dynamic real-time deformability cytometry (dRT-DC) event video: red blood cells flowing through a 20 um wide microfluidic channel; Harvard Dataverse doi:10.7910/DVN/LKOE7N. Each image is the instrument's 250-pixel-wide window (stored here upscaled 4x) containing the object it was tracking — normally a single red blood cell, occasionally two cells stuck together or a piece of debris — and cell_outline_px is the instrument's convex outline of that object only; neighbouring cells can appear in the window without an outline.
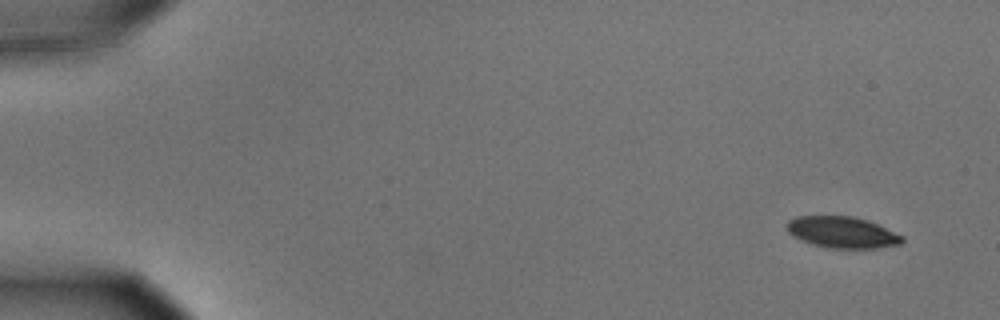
{"species": "common noctule bat (a hibernating species)", "species_latin": "Nyctalus noctula", "temperature_condition": "cold", "stored_images_in_passage": 55, "camera_frame_rate_fps": 3000, "um_per_image_px": 0.085, "animal": {"sex": "male", "body_mass_g": 15.6}, "frame": {"image": 1, "passage_image": 1, "time_ms": 0.0, "image_size_px": [1000, 320], "cell_outline_px": [[904, 240], [900, 244], [880, 248], [828, 248], [812, 244], [800, 240], [792, 236], [784, 228], [784, 224], [788, 220], [796, 216], [852, 216], [868, 220], [904, 236]], "centroid_in_image_um": [71.54, 19.74], "position_along_channel_um": 13.5, "area_um2": 21.39}}
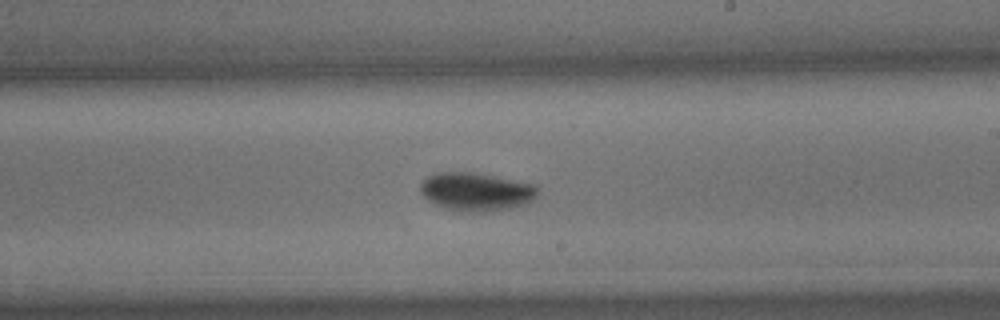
{"frame": {"image": 2, "passage_image": 32, "time_ms": 10.333, "image_size_px": [1000, 320], "cell_outline_px": [[540, 188], [536, 196], [532, 200], [524, 204], [492, 212], [456, 212], [436, 204], [428, 200], [420, 192], [420, 184], [428, 176], [436, 172], [472, 172], [536, 184]], "centroid_in_image_um": [40.48, 16.3], "position_along_channel_um": 248.5, "area_um2": 26.36}}
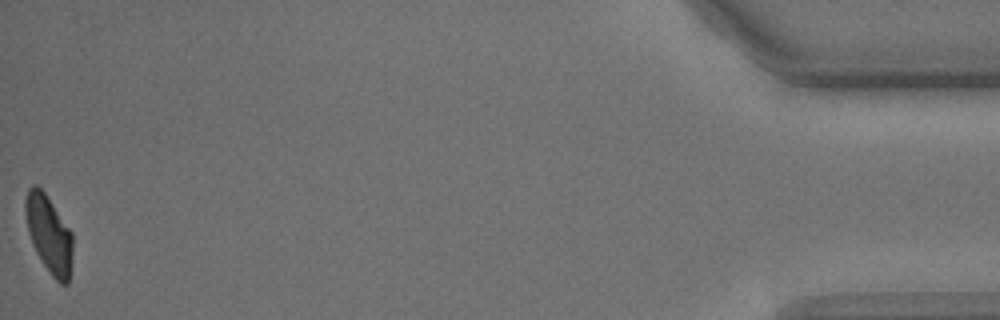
{"frame": {"image": 3, "passage_image": 55, "time_ms": 18.0, "image_size_px": [1000, 320], "cell_outline_px": [[72, 260], [68, 284], [60, 284], [52, 276], [36, 252], [28, 232], [24, 212], [24, 200], [28, 188], [32, 184], [36, 184], [44, 192], [72, 232]], "centroid_in_image_um": [4.15, 19.89], "position_along_channel_um": 431.1, "area_um2": 21.33}, "authors_computed_cell_mechanics": {"area_um2": 23.4668, "velocity_mm_per_s": 3.5373, "shape_relaxation_time_tau1_ms": 2.3739, "shape_relaxation_time_tau2_ms": null, "deformation_change_tau1": 0.1027, "deformation_change_tau2": null}}